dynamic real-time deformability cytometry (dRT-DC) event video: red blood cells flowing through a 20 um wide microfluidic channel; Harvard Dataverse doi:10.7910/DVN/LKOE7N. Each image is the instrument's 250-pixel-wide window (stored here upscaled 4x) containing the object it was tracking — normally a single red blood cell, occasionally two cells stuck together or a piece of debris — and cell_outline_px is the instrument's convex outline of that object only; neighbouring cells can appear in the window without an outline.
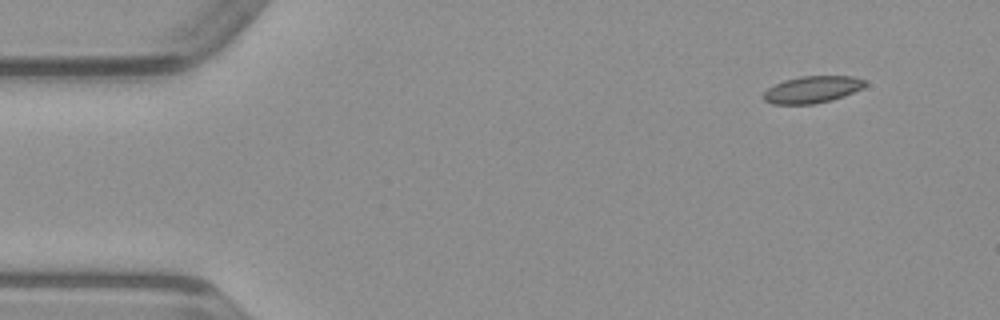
{"species": "common noctule bat (a hibernating species)", "species_latin": "Nyctalus noctula", "temperature_condition": "warm", "stored_images_in_passage": 46, "camera_frame_rate_fps": 3000, "um_per_image_px": 0.085, "animal": {"sex": "male", "body_mass_g": 23.1, "forearm_length_mm": 52.7}, "frame": {"image": 1, "passage_image": 1, "time_ms": 0.0, "image_size_px": [1000, 320], "cell_outline_px": [[864, 84], [860, 88], [844, 96], [832, 100], [812, 104], [772, 104], [764, 100], [764, 92], [768, 88], [784, 80], [800, 76], [852, 76], [864, 80]], "centroid_in_image_um": [68.99, 7.61], "position_along_channel_um": 16.0, "area_um2": 15.66}}
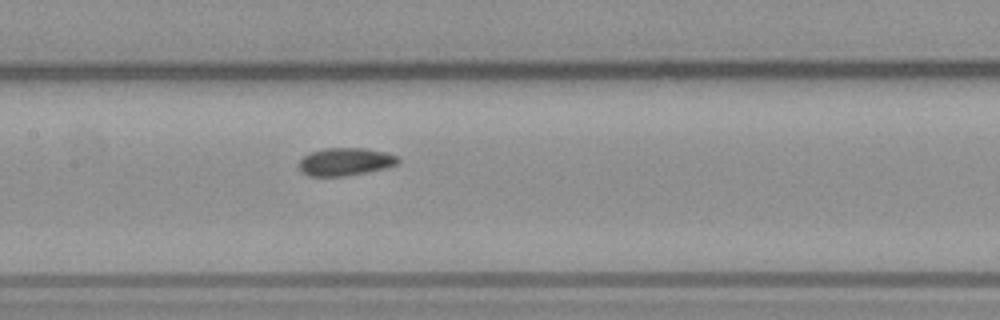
{"frame": {"image": 2, "passage_image": 20, "time_ms": 6.333, "image_size_px": [1000, 320], "cell_outline_px": [[400, 160], [396, 164], [384, 168], [368, 172], [344, 176], [308, 176], [300, 172], [296, 164], [304, 156], [312, 152], [324, 148], [364, 148], [384, 152], [400, 156]], "centroid_in_image_um": [29.31, 13.75], "position_along_channel_um": 178.1, "area_um2": 16.18}}
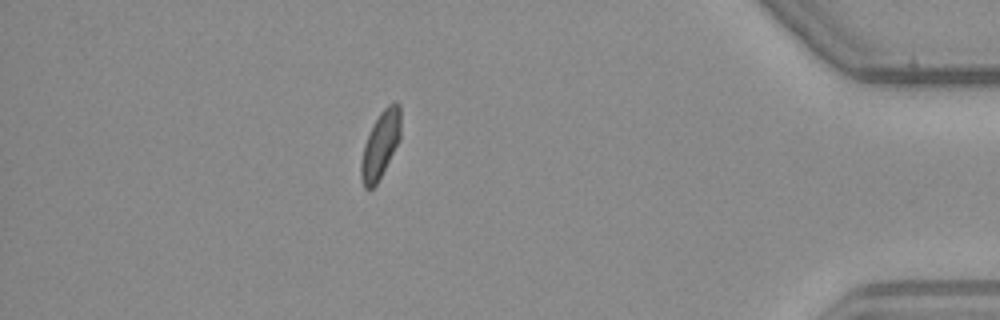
{"frame": {"image": 3, "passage_image": 40, "time_ms": 13.0, "image_size_px": [1000, 320], "cell_outline_px": [[400, 140], [376, 184], [372, 188], [364, 188], [360, 176], [360, 164], [364, 144], [380, 112], [388, 104], [396, 100], [400, 104]], "centroid_in_image_um": [32.34, 12.29], "position_along_channel_um": 402.9, "area_um2": 15.26}}